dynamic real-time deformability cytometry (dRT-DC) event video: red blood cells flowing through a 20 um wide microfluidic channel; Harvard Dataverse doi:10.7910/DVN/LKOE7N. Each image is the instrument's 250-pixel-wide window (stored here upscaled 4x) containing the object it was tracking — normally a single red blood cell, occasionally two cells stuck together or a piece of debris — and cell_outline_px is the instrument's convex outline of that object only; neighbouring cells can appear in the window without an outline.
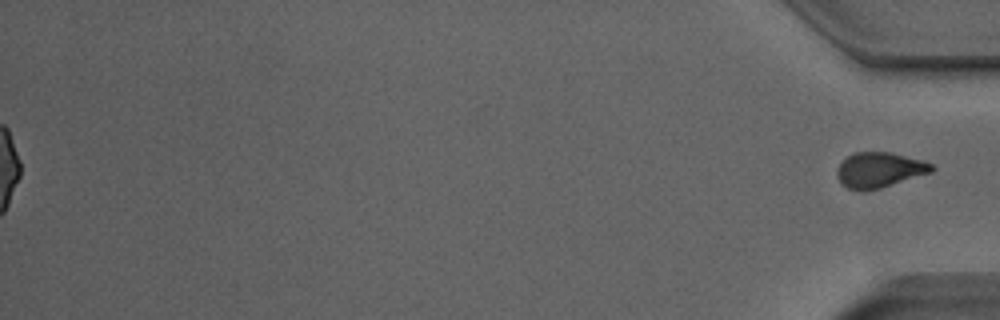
{"species": "Egyptian fruit bat (a non-hibernating species)", "species_latin": "Rousettus aegyptiacus", "temperature_condition": "room temperature", "stored_images_in_passage": 37, "segment_of_instrument_passage": [2, 2], "camera_frame_rate_fps": 3000, "um_per_image_px": 0.085, "animal": {"sex": "male"}, "frame": {"image": 1, "passage_image": 37, "time_ms": 12.0, "image_size_px": [1000, 320], "cell_outline_px": [[936, 168], [932, 172], [880, 188], [860, 192], [848, 188], [836, 176], [836, 168], [848, 156], [856, 152], [888, 152], [924, 160], [932, 164]], "centroid_in_image_um": [74.76, 14.45], "position_along_channel_um": 360.4, "area_um2": 19.42}}